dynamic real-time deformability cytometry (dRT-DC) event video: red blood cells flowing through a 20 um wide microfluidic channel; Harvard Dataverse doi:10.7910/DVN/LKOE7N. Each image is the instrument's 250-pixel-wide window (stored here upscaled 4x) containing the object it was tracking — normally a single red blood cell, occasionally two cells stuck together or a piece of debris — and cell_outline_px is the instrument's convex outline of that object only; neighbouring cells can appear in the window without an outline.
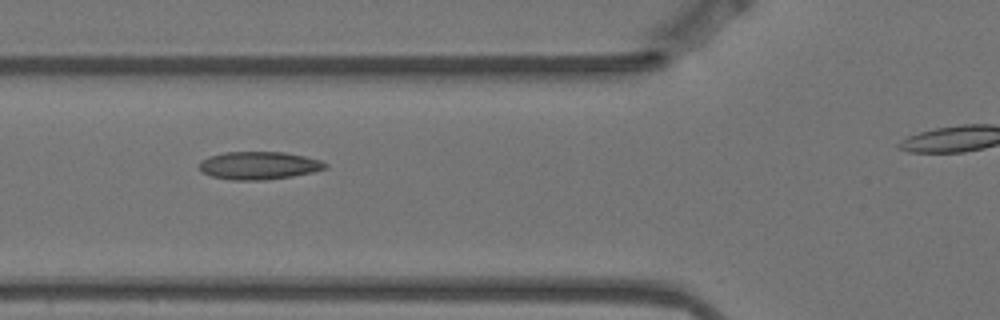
{"species": "Egyptian fruit bat (a non-hibernating species)", "species_latin": "Rousettus aegyptiacus", "temperature_condition": "warm", "stored_images_in_passage": 6, "segment_of_instrument_passage": [1, 2], "camera_frame_rate_fps": 3000, "um_per_image_px": 0.085, "animal": {"sex": "female"}, "frame": {"image": 1, "passage_image": 5, "time_ms": 1.333, "image_size_px": [1000, 320], "cell_outline_px": [[328, 168], [312, 172], [292, 176], [264, 180], [232, 180], [212, 176], [204, 172], [200, 168], [200, 160], [208, 156], [224, 152], [284, 152], [304, 156], [320, 160], [328, 164]], "centroid_in_image_um": [22.02, 14.06], "position_along_channel_um": 103.8, "area_um2": 20.4}}